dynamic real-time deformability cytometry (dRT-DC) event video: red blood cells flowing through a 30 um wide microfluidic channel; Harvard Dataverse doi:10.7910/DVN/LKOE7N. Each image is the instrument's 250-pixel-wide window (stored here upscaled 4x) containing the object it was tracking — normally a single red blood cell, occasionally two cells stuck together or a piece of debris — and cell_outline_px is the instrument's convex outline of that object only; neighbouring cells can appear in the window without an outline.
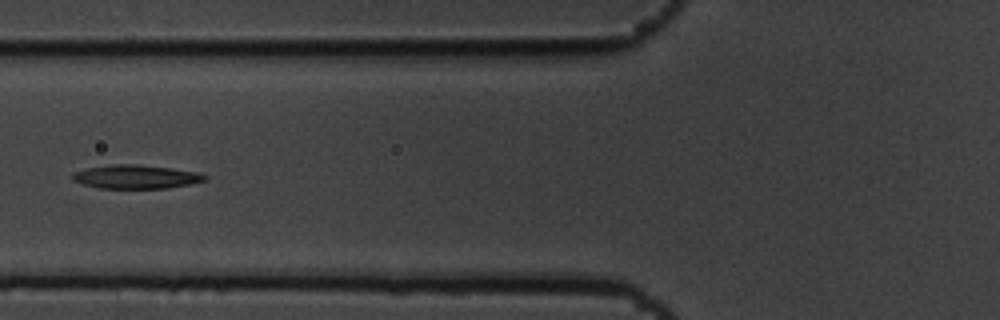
{"species": "common noctule bat (a hibernating species)", "species_latin": "Nyctalus noctula", "temperature_condition": "cold", "stored_images_in_passage": 7, "camera_frame_rate_fps": 3000, "um_per_image_px": 0.085, "animal": {"sex": "male", "body_mass_g": 19.5, "forearm_length_mm": 54.6}, "frame": {"image": 1, "passage_image": 7, "time_ms": 2.0, "image_size_px": [1000, 320], "cell_outline_px": [[208, 176], [204, 180], [188, 184], [168, 188], [100, 188], [84, 184], [72, 180], [72, 172], [84, 168], [108, 164], [136, 164], [172, 168], [196, 172]], "centroid_in_image_um": [11.49, 15.01], "position_along_channel_um": 114.3, "area_um2": 18.26}}